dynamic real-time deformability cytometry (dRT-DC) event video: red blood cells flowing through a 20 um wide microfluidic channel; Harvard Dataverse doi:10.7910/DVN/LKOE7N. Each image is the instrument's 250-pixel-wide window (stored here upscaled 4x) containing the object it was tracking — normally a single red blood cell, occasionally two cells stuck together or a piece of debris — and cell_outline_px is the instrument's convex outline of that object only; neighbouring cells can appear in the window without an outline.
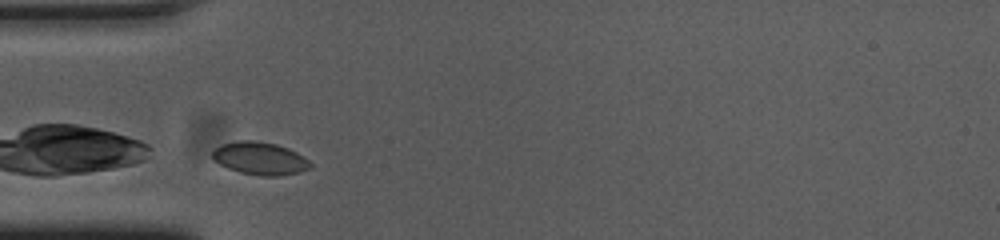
{"species": "common noctule bat (a hibernating species)", "species_latin": "Nyctalus noctula", "temperature_condition": "cold", "stored_images_in_passage": 26, "camera_frame_rate_fps": 3000, "um_per_image_px": 0.085, "animal": {"sex": "female", "body_mass_g": 23.0, "forearm_length_mm": 53.4}, "frame": {"image": 1, "passage_image": 1, "time_ms": 0.0, "image_size_px": [1000, 240], "cell_outline_px": [[312, 168], [300, 172], [280, 176], [260, 176], [240, 172], [228, 168], [220, 164], [212, 156], [212, 152], [220, 144], [240, 140], [256, 140], [276, 144], [288, 148], [296, 152], [308, 160], [312, 164]], "centroid_in_image_um": [22.12, 13.46], "position_along_channel_um": 62.9, "area_um2": 18.73}}
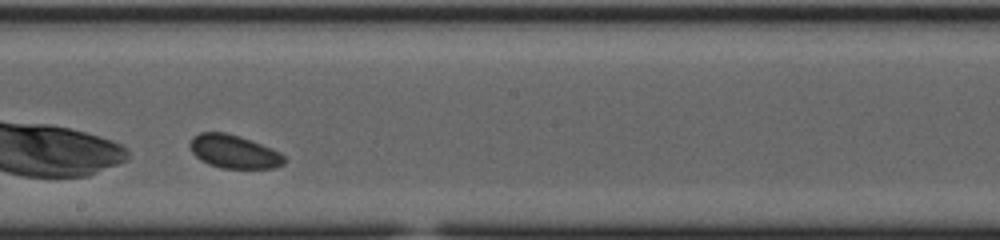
{"frame": {"image": 2, "passage_image": 15, "time_ms": 4.667, "image_size_px": [1000, 240], "cell_outline_px": [[284, 164], [276, 168], [220, 168], [208, 164], [200, 160], [192, 152], [192, 140], [200, 132], [224, 132], [272, 148], [280, 152], [284, 156]], "centroid_in_image_um": [19.91, 12.91], "position_along_channel_um": 228.3, "area_um2": 17.92}}
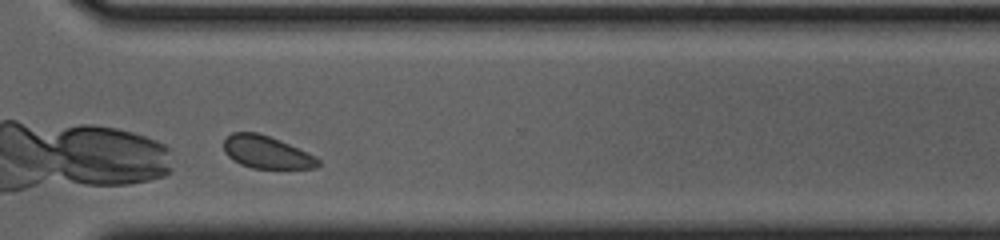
{"frame": {"image": 3, "passage_image": 25, "time_ms": 8.0, "image_size_px": [1000, 240], "cell_outline_px": [[320, 164], [316, 168], [252, 168], [240, 164], [232, 160], [224, 152], [224, 140], [232, 132], [256, 132], [280, 140], [316, 156], [320, 160]], "centroid_in_image_um": [22.65, 12.94], "position_along_channel_um": 348.0, "area_um2": 17.86}}